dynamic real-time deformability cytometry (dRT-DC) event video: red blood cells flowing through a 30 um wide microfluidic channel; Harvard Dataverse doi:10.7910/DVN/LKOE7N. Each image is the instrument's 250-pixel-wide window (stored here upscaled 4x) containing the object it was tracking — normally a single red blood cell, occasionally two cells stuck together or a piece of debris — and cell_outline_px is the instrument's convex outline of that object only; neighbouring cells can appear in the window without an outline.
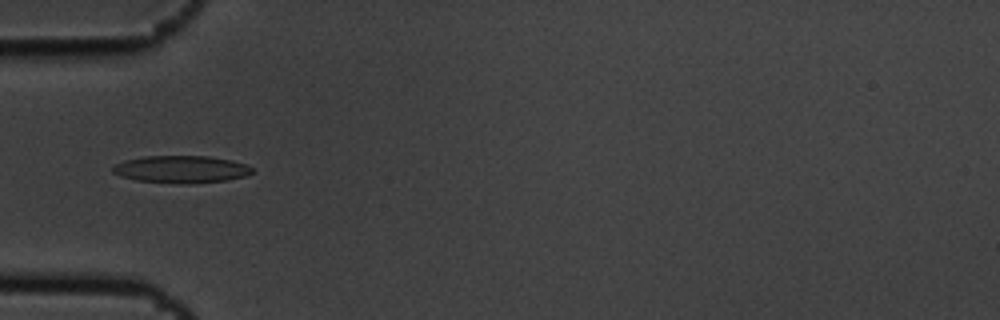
{"species": "common noctule bat (a hibernating species)", "species_latin": "Nyctalus noctula", "temperature_condition": "cold", "stored_images_in_passage": 6, "camera_frame_rate_fps": 3000, "um_per_image_px": 0.085, "animal": {"sex": "male", "body_mass_g": 19.5, "forearm_length_mm": 54.6}, "frame": {"image": 1, "passage_image": 5, "time_ms": 1.333, "image_size_px": [1000, 320], "cell_outline_px": [[252, 172], [244, 176], [228, 180], [188, 184], [184, 184], [136, 180], [120, 176], [112, 172], [112, 168], [116, 164], [124, 160], [144, 156], [208, 156], [232, 160], [244, 164], [252, 168]], "centroid_in_image_um": [15.38, 14.39], "position_along_channel_um": 69.6, "area_um2": 22.14}}
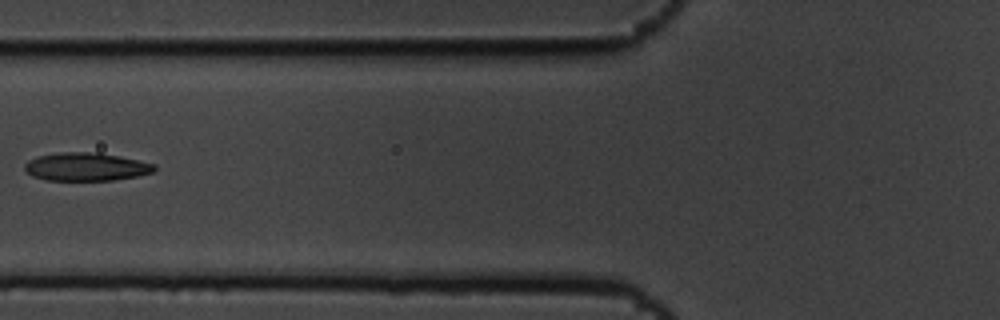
{"frame": {"image": 2, "passage_image": 6, "time_ms": 1.667, "image_size_px": [1000, 320], "cell_outline_px": [[156, 168], [152, 172], [136, 176], [112, 180], [44, 180], [32, 176], [24, 168], [24, 164], [28, 160], [36, 156], [60, 152], [100, 152], [120, 156], [156, 164]], "centroid_in_image_um": [7.29, 14.16], "position_along_channel_um": 118.5, "area_um2": 21.39}}